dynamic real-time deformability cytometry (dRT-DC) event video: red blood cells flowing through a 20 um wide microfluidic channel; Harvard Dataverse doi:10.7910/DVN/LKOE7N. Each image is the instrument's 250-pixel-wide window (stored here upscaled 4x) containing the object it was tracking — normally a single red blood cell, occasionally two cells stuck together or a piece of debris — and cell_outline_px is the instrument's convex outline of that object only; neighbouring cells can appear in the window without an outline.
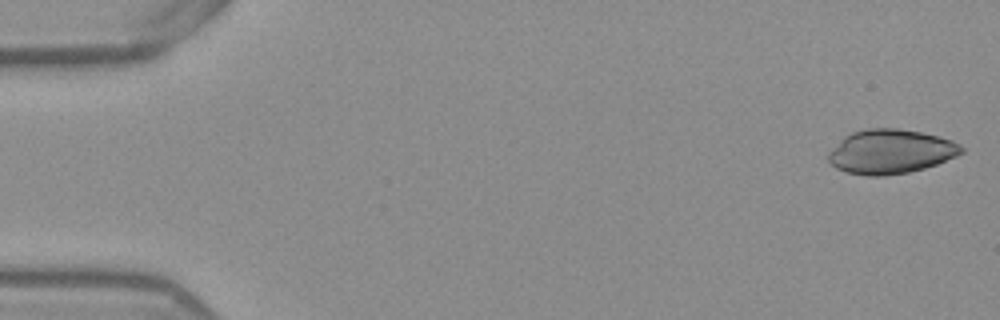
{"species": "Egyptian fruit bat (a non-hibernating species)", "species_latin": "Rousettus aegyptiacus", "temperature_condition": "warm", "stored_images_in_passage": 51, "camera_frame_rate_fps": 3000, "um_per_image_px": 0.085, "frame": {"image": 1, "passage_image": 1, "time_ms": 0.0, "image_size_px": [1000, 320], "cell_outline_px": [[964, 152], [956, 156], [936, 164], [924, 168], [908, 172], [884, 176], [868, 176], [848, 172], [836, 168], [828, 160], [828, 152], [844, 136], [852, 132], [868, 128], [900, 128], [920, 132], [952, 140], [960, 144], [964, 148]], "centroid_in_image_um": [75.7, 12.88], "position_along_channel_um": 9.3, "area_um2": 34.28}}
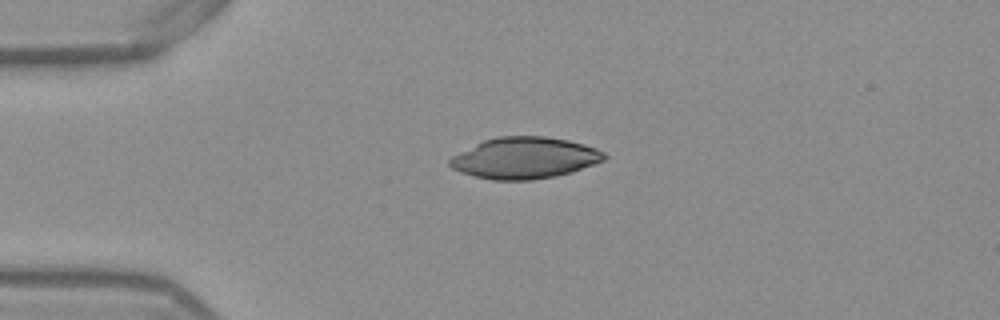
{"frame": {"image": 2, "passage_image": 12, "time_ms": 3.667, "image_size_px": [1000, 320], "cell_outline_px": [[608, 156], [604, 160], [596, 164], [572, 172], [556, 176], [532, 180], [492, 180], [472, 176], [460, 172], [452, 168], [448, 164], [448, 160], [452, 156], [484, 140], [500, 136], [544, 136], [568, 140], [584, 144], [596, 148], [604, 152]], "centroid_in_image_um": [44.61, 13.44], "position_along_channel_um": 40.4, "area_um2": 37.4}}